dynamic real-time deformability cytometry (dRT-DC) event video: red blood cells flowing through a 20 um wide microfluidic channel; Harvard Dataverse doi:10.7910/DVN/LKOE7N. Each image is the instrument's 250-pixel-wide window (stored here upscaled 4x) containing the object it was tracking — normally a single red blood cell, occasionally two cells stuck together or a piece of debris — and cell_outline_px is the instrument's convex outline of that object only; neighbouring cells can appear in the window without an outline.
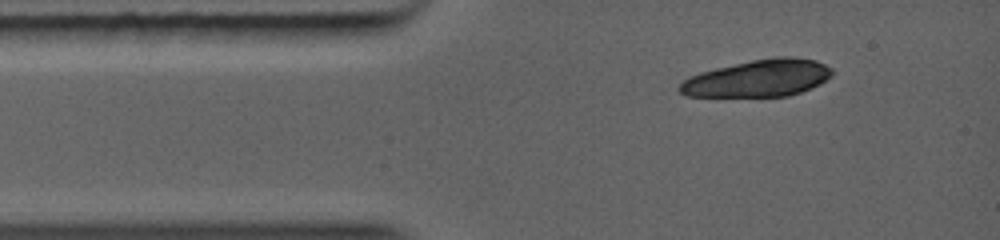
{"species": "common noctule bat (a hibernating species)", "species_latin": "Nyctalus noctula", "temperature_condition": "warm", "stored_images_in_passage": 2, "camera_frame_rate_fps": 5000, "um_per_image_px": 0.085, "animal": {"sex": "female", "body_mass_g": 19.0, "forearm_length_mm": 56.7}, "frame": {"image": 1, "passage_image": 1, "time_ms": 0.0, "image_size_px": [1000, 240], "cell_outline_px": [[832, 76], [820, 84], [800, 92], [788, 96], [688, 96], [680, 92], [680, 84], [688, 76], [700, 72], [716, 68], [752, 60], [776, 56], [792, 56], [816, 60], [832, 68]], "centroid_in_image_um": [64.48, 6.64], "position_along_channel_um": 20.5, "area_um2": 32.83}}